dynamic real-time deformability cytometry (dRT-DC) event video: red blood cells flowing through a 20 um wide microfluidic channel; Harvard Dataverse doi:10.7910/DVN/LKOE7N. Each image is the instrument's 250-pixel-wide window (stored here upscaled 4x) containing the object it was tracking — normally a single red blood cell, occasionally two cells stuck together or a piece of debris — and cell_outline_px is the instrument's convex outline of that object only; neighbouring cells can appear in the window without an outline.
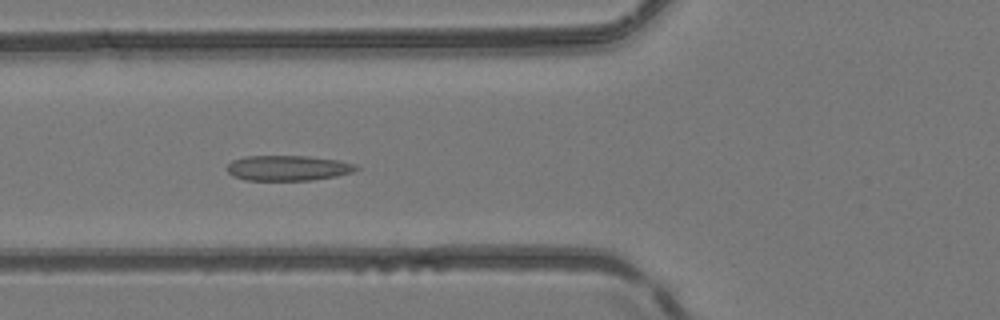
{"species": "common noctule bat (a hibernating species)", "species_latin": "Nyctalus noctula", "temperature_condition": "room temperature", "stored_images_in_passage": 46, "camera_frame_rate_fps": 3000, "um_per_image_px": 0.085, "animal": {"sex": "female", "body_mass_g": 24.6, "forearm_length_mm": 56.2}, "frame": {"image": 1, "passage_image": 19, "time_ms": 6.0, "image_size_px": [1000, 320], "cell_outline_px": [[360, 168], [352, 172], [336, 176], [312, 180], [244, 180], [232, 176], [228, 172], [228, 164], [232, 160], [244, 156], [308, 156], [340, 160], [356, 164]], "centroid_in_image_um": [24.49, 14.28], "position_along_channel_um": 101.3, "area_um2": 19.13}}
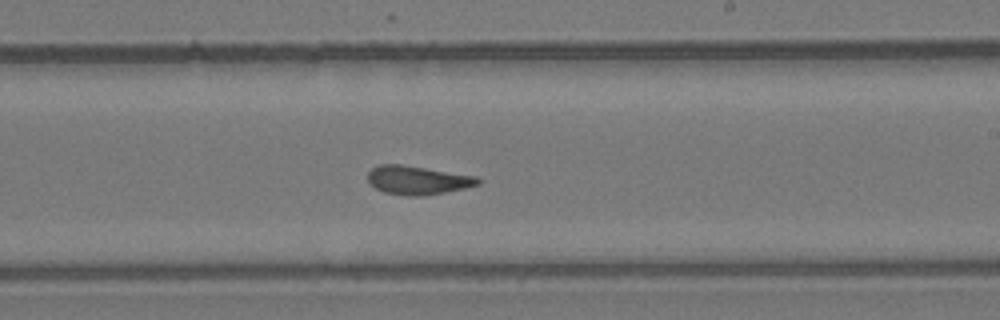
{"frame": {"image": 2, "passage_image": 30, "time_ms": 9.667, "image_size_px": [1000, 320], "cell_outline_px": [[480, 184], [464, 188], [424, 196], [412, 196], [384, 192], [376, 188], [368, 180], [368, 172], [372, 168], [380, 164], [400, 164], [476, 176], [480, 180]], "centroid_in_image_um": [35.49, 15.31], "position_along_channel_um": 253.5, "area_um2": 18.15}}
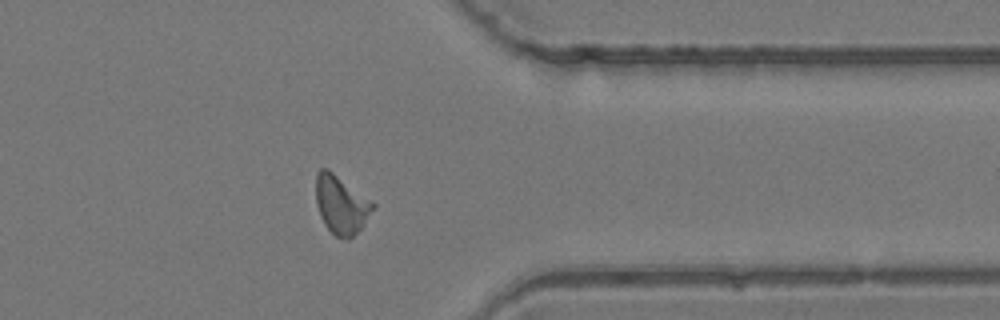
{"frame": {"image": 3, "passage_image": 40, "time_ms": 13.0, "image_size_px": [1000, 320], "cell_outline_px": [[376, 204], [364, 224], [348, 240], [336, 236], [324, 224], [320, 216], [316, 204], [316, 172], [320, 168], [328, 168], [372, 200]], "centroid_in_image_um": [28.99, 17.36], "position_along_channel_um": 382.4, "area_um2": 19.42}}